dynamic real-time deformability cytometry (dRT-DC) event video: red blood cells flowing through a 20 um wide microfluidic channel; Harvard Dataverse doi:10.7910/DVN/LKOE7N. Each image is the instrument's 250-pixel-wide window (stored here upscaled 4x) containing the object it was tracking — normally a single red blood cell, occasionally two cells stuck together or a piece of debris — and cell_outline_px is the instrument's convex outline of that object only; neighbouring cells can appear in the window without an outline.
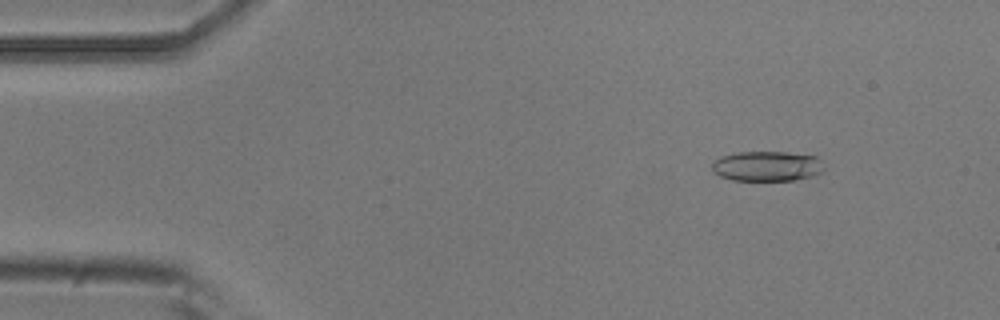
{"species": "common noctule bat (a hibernating species)", "species_latin": "Nyctalus noctula", "temperature_condition": "room temperature", "stored_images_in_passage": 4, "camera_frame_rate_fps": 3000, "um_per_image_px": 0.085, "animal": {"sex": "male", "body_mass_g": 20.5, "forearm_length_mm": 52.5}, "frame": {"image": 1, "passage_image": 1, "time_ms": 0.0, "image_size_px": [1000, 320], "cell_outline_px": [[824, 168], [820, 172], [812, 176], [796, 180], [732, 180], [720, 176], [712, 172], [712, 164], [720, 156], [740, 152], [788, 152], [816, 156], [820, 160]], "centroid_in_image_um": [65.18, 14.12], "position_along_channel_um": 19.8, "area_um2": 19.59}}
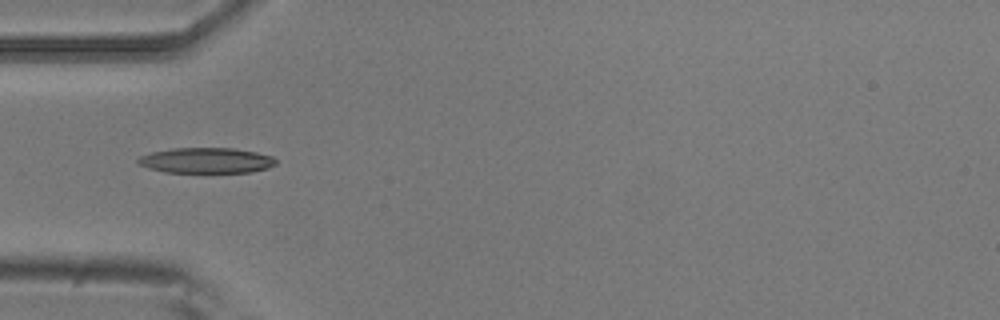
{"frame": {"image": 2, "passage_image": 4, "time_ms": 1.0, "image_size_px": [1000, 320], "cell_outline_px": [[276, 164], [268, 168], [248, 172], [164, 172], [148, 168], [140, 164], [136, 160], [140, 156], [152, 152], [172, 148], [232, 148], [256, 152], [272, 156], [276, 160]], "centroid_in_image_um": [17.53, 13.63], "position_along_channel_um": 67.5, "area_um2": 20.35}}